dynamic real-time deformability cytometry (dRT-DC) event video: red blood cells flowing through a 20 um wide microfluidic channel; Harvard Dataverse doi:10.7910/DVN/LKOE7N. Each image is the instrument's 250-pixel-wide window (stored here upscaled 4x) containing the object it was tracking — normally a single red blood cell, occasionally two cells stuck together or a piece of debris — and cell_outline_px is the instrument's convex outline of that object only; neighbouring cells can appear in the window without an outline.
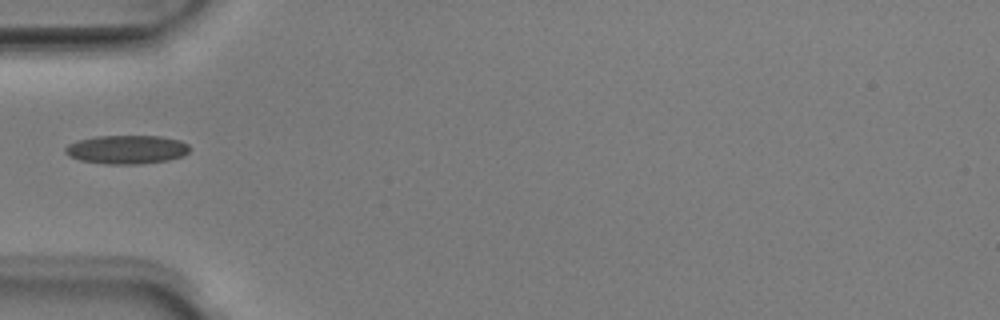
{"species": "Egyptian fruit bat (a non-hibernating species)", "species_latin": "Rousettus aegyptiacus", "temperature_condition": "room temperature", "stored_images_in_passage": 35, "camera_frame_rate_fps": 3000, "um_per_image_px": 0.085, "animal": {"sex": "male"}, "frame": {"image": 1, "passage_image": 1, "time_ms": 0.0, "image_size_px": [1000, 320], "cell_outline_px": [[188, 152], [184, 156], [168, 160], [140, 164], [108, 164], [80, 160], [68, 156], [64, 152], [64, 148], [68, 144], [80, 140], [96, 136], [160, 136], [180, 140], [188, 144]], "centroid_in_image_um": [10.77, 12.71], "position_along_channel_um": 74.2, "area_um2": 20.81}}
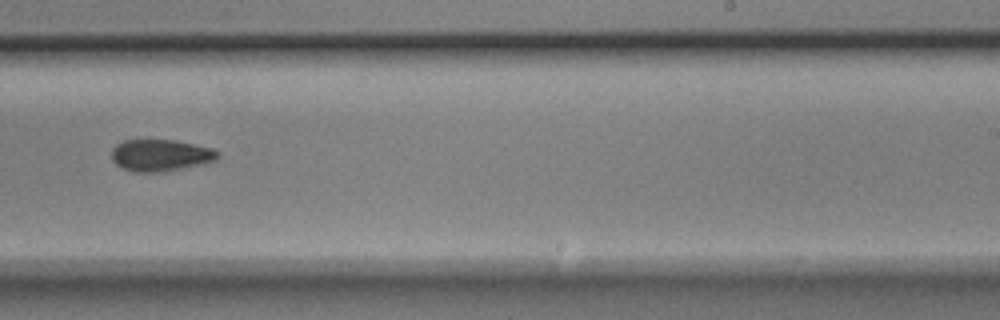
{"frame": {"image": 2, "passage_image": 16, "time_ms": 5.0, "image_size_px": [1000, 320], "cell_outline_px": [[220, 152], [216, 160], [204, 164], [168, 172], [132, 172], [120, 168], [112, 160], [112, 148], [116, 144], [124, 140], [172, 140], [196, 144], [212, 148]], "centroid_in_image_um": [13.65, 13.21], "position_along_channel_um": 275.3, "area_um2": 20.06}}
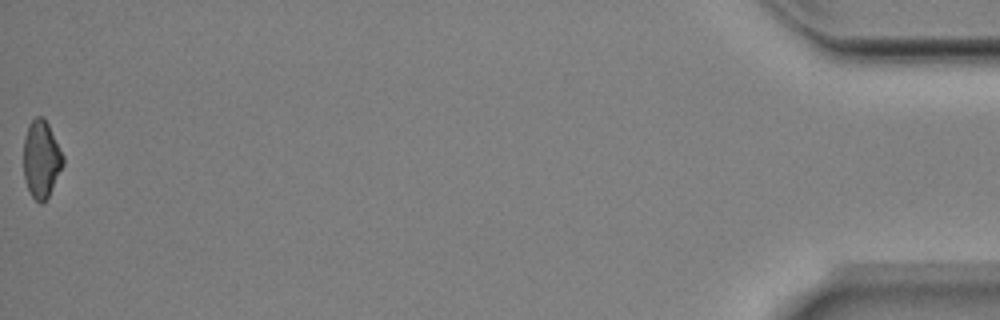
{"frame": {"image": 3, "passage_image": 35, "time_ms": 11.333, "image_size_px": [1000, 320], "cell_outline_px": [[64, 164], [48, 196], [40, 204], [32, 196], [28, 188], [24, 176], [24, 136], [28, 124], [36, 116], [44, 116], [64, 156]], "centroid_in_image_um": [3.51, 13.49], "position_along_channel_um": 431.7, "area_um2": 17.69}}